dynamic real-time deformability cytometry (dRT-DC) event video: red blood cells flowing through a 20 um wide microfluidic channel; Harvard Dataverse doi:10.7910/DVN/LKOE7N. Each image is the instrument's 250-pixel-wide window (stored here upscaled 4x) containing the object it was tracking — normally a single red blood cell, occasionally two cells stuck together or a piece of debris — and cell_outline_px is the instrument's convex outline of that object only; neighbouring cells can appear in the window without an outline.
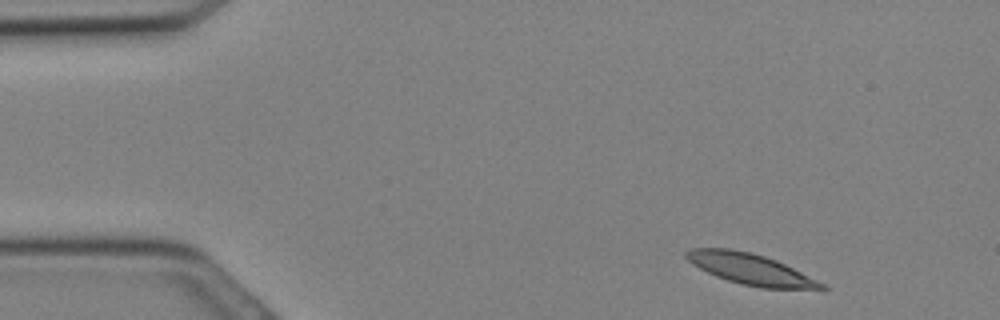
{"species": "Egyptian fruit bat (a non-hibernating species)", "species_latin": "Rousettus aegyptiacus", "temperature_condition": "cold", "stored_images_in_passage": 19, "camera_frame_rate_fps": 3000, "um_per_image_px": 0.085, "animal": {"sex": "female"}, "frame": {"image": 1, "passage_image": 2, "time_ms": 0.333, "image_size_px": [1000, 320], "cell_outline_px": [[828, 288], [824, 292], [760, 288], [740, 284], [716, 276], [692, 264], [684, 256], [684, 252], [692, 248], [732, 248], [764, 256], [776, 260], [824, 284]], "centroid_in_image_um": [63.88, 22.92], "position_along_channel_um": 21.1, "area_um2": 24.85}}
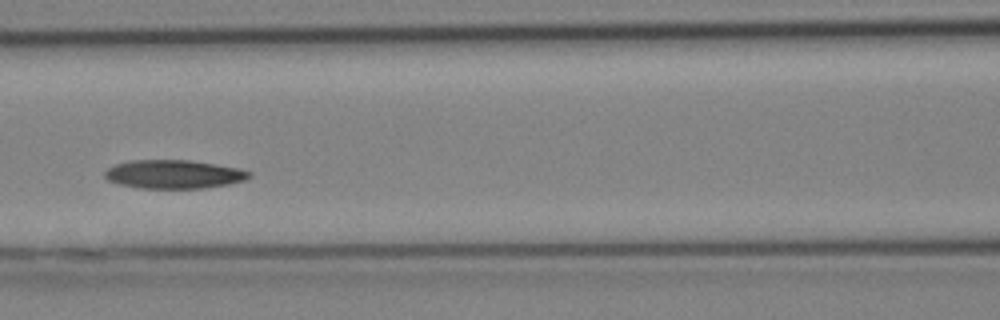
{"frame": {"image": 2, "passage_image": 12, "time_ms": 3.667, "image_size_px": [1000, 320], "cell_outline_px": [[252, 176], [244, 180], [228, 184], [204, 188], [140, 188], [120, 184], [108, 180], [104, 176], [104, 172], [108, 168], [116, 164], [128, 160], [188, 160], [216, 164], [240, 168], [252, 172]], "centroid_in_image_um": [14.79, 14.8], "position_along_channel_um": 151.8, "area_um2": 24.1}}
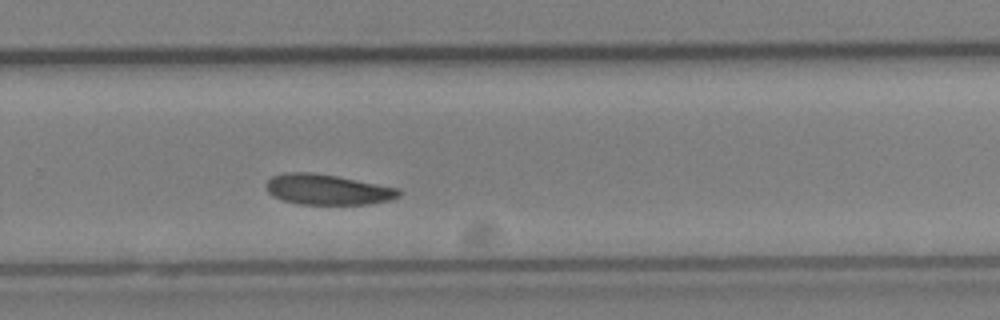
{"frame": {"image": 3, "passage_image": 19, "time_ms": 6.0, "image_size_px": [1000, 320], "cell_outline_px": [[400, 196], [388, 200], [368, 204], [300, 204], [284, 200], [272, 196], [268, 192], [264, 184], [272, 176], [284, 172], [312, 172], [336, 176], [396, 188], [400, 192]], "centroid_in_image_um": [27.76, 16.1], "position_along_channel_um": 302.0, "area_um2": 23.29}}